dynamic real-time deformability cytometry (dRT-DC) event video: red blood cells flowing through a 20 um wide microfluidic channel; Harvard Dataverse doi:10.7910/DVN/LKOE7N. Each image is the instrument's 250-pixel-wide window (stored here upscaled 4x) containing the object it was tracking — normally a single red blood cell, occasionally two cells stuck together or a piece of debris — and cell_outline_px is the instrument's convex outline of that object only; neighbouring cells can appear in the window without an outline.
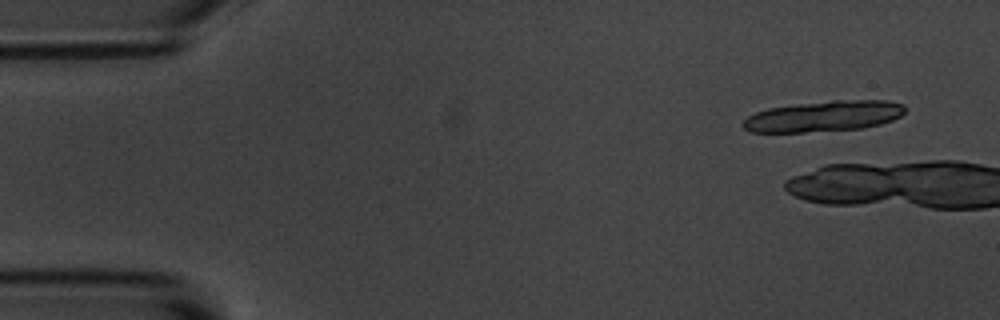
{"species": "common noctule bat (a hibernating species)", "species_latin": "Nyctalus noctula", "temperature_condition": "room temperature", "stored_images_in_passage": 11, "segment_of_instrument_passage": [1, 2], "camera_frame_rate_fps": 3000, "um_per_image_px": 0.085, "animal": {"sex": "male", "body_mass_g": 20.1, "forearm_length_mm": 53.5}, "frame": {"image": 1, "passage_image": 1, "time_ms": 0.0, "image_size_px": [1000, 320], "cell_outline_px": [[904, 112], [900, 116], [892, 120], [880, 124], [864, 128], [804, 132], [752, 132], [744, 128], [740, 124], [748, 116], [756, 112], [768, 108], [832, 100], [888, 100], [904, 104]], "centroid_in_image_um": [70.03, 9.88], "position_along_channel_um": 15.0, "area_um2": 28.96}}